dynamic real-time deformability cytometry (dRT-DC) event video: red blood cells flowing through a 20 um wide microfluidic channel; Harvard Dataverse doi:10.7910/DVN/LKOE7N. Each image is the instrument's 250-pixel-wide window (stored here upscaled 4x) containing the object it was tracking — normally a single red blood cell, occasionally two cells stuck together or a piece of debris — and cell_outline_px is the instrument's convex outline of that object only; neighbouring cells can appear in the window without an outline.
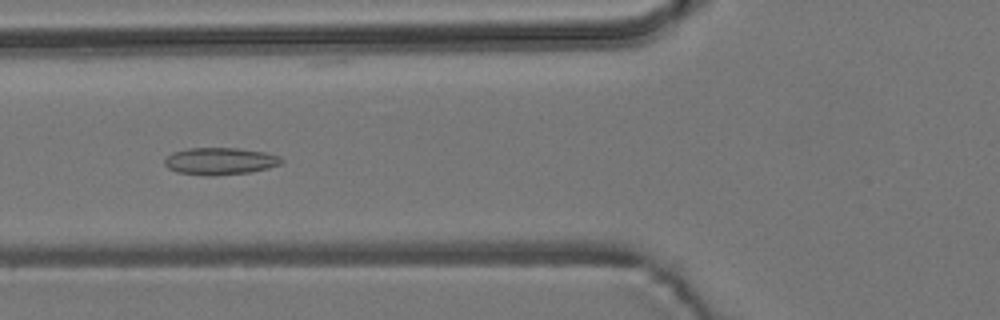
{"species": "common noctule bat (a hibernating species)", "species_latin": "Nyctalus noctula", "temperature_condition": "room temperature", "stored_images_in_passage": 53, "camera_frame_rate_fps": 3000, "um_per_image_px": 0.085, "animal": {"sex": "male", "body_mass_g": 19.2, "forearm_length_mm": 51.8}, "frame": {"image": 1, "passage_image": 20, "time_ms": 6.333, "image_size_px": [1000, 320], "cell_outline_px": [[284, 160], [280, 164], [268, 168], [252, 172], [212, 176], [204, 176], [176, 172], [168, 168], [164, 164], [164, 160], [172, 152], [188, 148], [236, 148], [264, 152], [280, 156]], "centroid_in_image_um": [18.69, 13.7], "position_along_channel_um": 107.1, "area_um2": 18.61}}
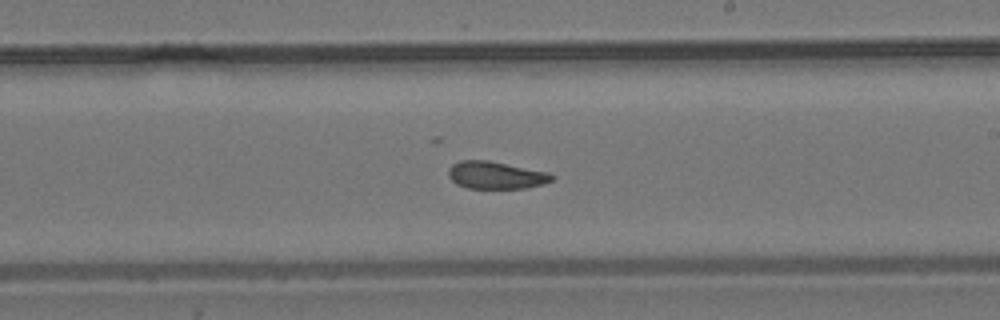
{"frame": {"image": 2, "passage_image": 31, "time_ms": 10.0, "image_size_px": [1000, 320], "cell_outline_px": [[556, 176], [552, 180], [544, 184], [528, 188], [468, 188], [456, 184], [448, 176], [448, 168], [452, 164], [460, 160], [488, 160], [548, 172]], "centroid_in_image_um": [42.15, 14.89], "position_along_channel_um": 246.9, "area_um2": 16.65}}
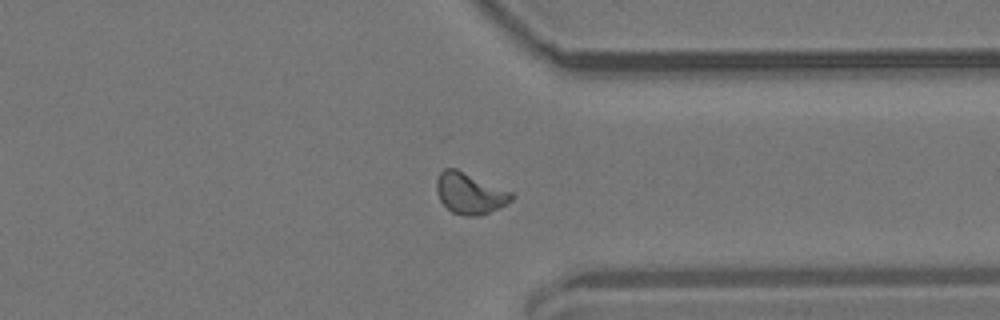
{"frame": {"image": 3, "passage_image": 41, "time_ms": 13.333, "image_size_px": [1000, 320], "cell_outline_px": [[516, 196], [512, 200], [480, 216], [464, 216], [452, 212], [440, 200], [436, 192], [436, 180], [440, 172], [444, 168], [456, 168], [512, 192]], "centroid_in_image_um": [39.91, 16.42], "position_along_channel_um": 371.5, "area_um2": 17.86}, "authors_computed_cell_mechanics": {"area_um2": 17.1666, "velocity_mm_per_s": 3.809, "shape_relaxation_time_tau1_ms": null, "shape_relaxation_time_tau2_ms": 2.5759, "deformation_change_tau1": null, "deformation_change_tau2": 0.0715}}